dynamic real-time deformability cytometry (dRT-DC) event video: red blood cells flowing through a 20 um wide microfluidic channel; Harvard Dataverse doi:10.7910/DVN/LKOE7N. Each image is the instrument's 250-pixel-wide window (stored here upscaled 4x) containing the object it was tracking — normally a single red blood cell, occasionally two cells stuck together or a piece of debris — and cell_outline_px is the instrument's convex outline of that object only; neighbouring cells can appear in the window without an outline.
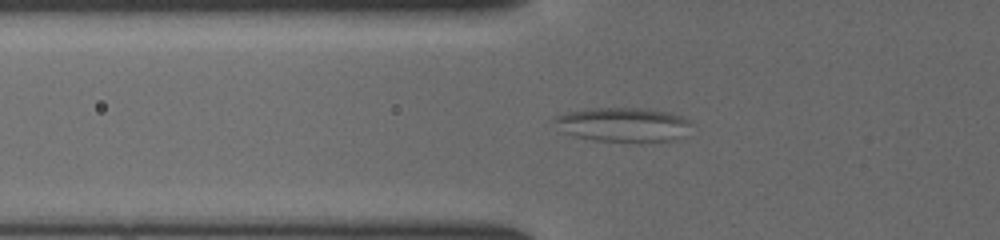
{"species": "common noctule bat (a hibernating species)", "species_latin": "Nyctalus noctula", "temperature_condition": "cold", "stored_images_in_passage": 41, "segment_of_instrument_passage": [1, 2], "camera_frame_rate_fps": 3000, "um_per_image_px": 0.085, "animal": {"sex": "female", "body_mass_g": 19.5, "forearm_length_mm": 54.1}, "frame": {"image": 1, "passage_image": 12, "time_ms": 3.667, "image_size_px": [1000, 240], "cell_outline_px": [[688, 124], [676, 140], [640, 144], [592, 140], [576, 136], [564, 132], [552, 120], [556, 116], [568, 112], [584, 108], [640, 108], [672, 112], [688, 120]], "centroid_in_image_um": [52.92, 10.61], "position_along_channel_um": 72.9, "area_um2": 27.57}}
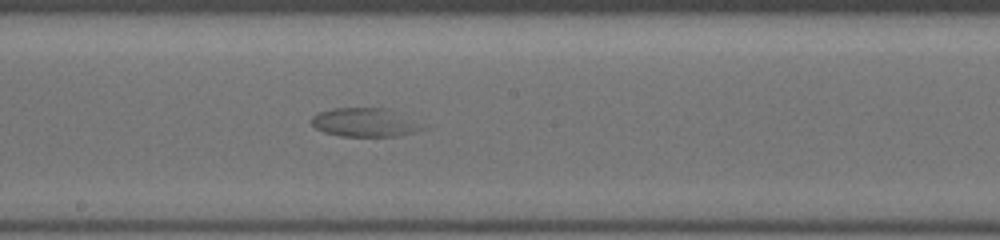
{"frame": {"image": 2, "passage_image": 23, "time_ms": 7.333, "image_size_px": [1000, 240], "cell_outline_px": [[424, 128], [412, 132], [396, 136], [340, 136], [324, 132], [316, 128], [312, 124], [312, 116], [320, 112], [332, 108], [388, 108]], "centroid_in_image_um": [30.89, 10.4], "position_along_channel_um": 217.3, "area_um2": 17.92}}
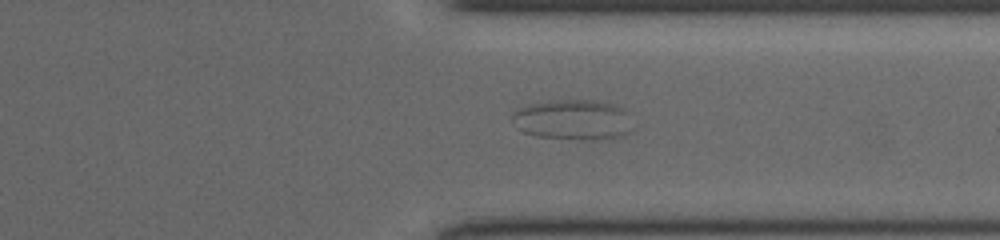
{"frame": {"image": 3, "passage_image": 34, "time_ms": 11.0, "image_size_px": [1000, 240], "cell_outline_px": [[628, 132], [620, 136], [596, 140], [536, 136], [524, 132], [520, 128], [512, 116], [512, 112], [516, 108], [528, 104], [552, 100], [600, 100], [616, 104], [624, 112]], "centroid_in_image_um": [48.62, 10.15], "position_along_channel_um": 362.8, "area_um2": 27.63}}